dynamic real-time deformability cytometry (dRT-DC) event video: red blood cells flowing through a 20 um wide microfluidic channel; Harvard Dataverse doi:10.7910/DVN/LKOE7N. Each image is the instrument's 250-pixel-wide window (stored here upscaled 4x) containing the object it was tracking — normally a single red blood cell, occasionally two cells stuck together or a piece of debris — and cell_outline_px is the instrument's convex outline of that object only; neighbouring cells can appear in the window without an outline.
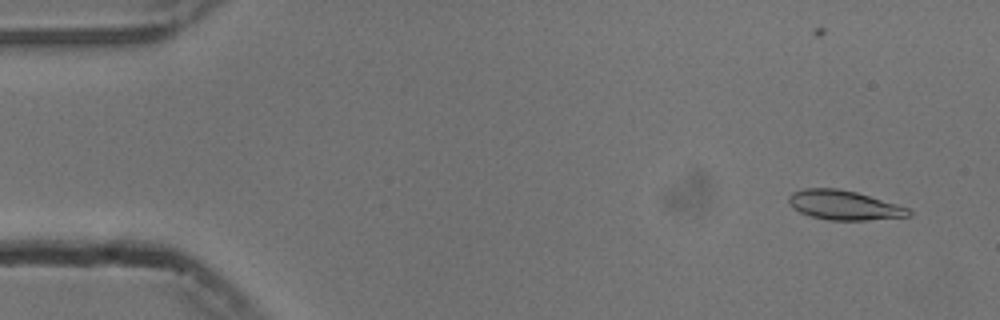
{"species": "common noctule bat (a hibernating species)", "species_latin": "Nyctalus noctula", "temperature_condition": "cold", "stored_images_in_passage": 56, "camera_frame_rate_fps": 3000, "um_per_image_px": 0.085, "animal": {"sex": "male", "body_mass_g": 13.3}, "frame": {"image": 1, "passage_image": 4, "time_ms": 1.0, "image_size_px": [1000, 320], "cell_outline_px": [[912, 212], [908, 216], [868, 220], [828, 220], [812, 216], [800, 212], [792, 208], [788, 204], [788, 196], [792, 192], [804, 188], [836, 188], [856, 192], [896, 204], [908, 208]], "centroid_in_image_um": [71.68, 17.43], "position_along_channel_um": 13.3, "area_um2": 20.46}}
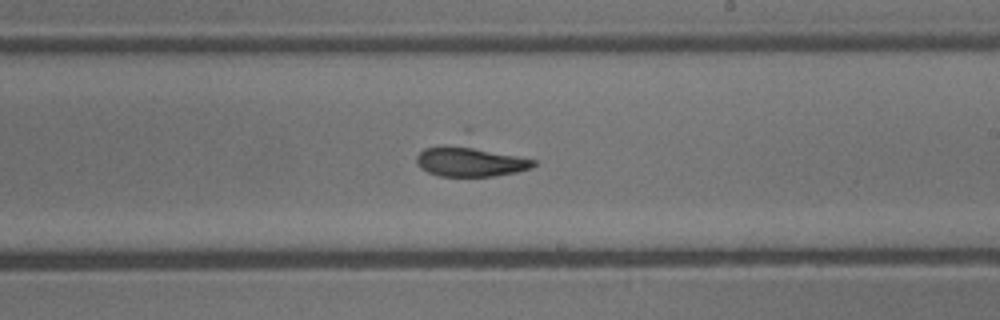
{"frame": {"image": 2, "passage_image": 32, "time_ms": 10.333, "image_size_px": [1000, 320], "cell_outline_px": [[536, 164], [532, 168], [516, 172], [496, 176], [440, 176], [428, 172], [420, 168], [416, 164], [416, 156], [424, 148], [464, 144], [536, 160]], "centroid_in_image_um": [39.97, 13.73], "position_along_channel_um": 249.0, "area_um2": 20.46}}
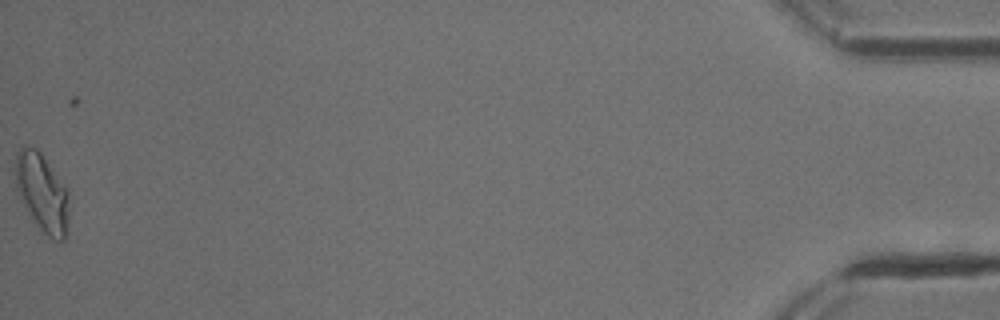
{"frame": {"image": 3, "passage_image": 55, "time_ms": 18.0, "image_size_px": [1000, 320], "cell_outline_px": [[68, 216], [64, 240], [56, 240], [48, 236], [28, 216], [16, 192], [16, 152], [20, 148], [36, 148], [40, 152], [68, 188]], "centroid_in_image_um": [3.57, 16.38], "position_along_channel_um": 431.6, "area_um2": 24.39}, "authors_computed_cell_mechanics": {"area_um2": 20.8947, "velocity_mm_per_s": 3.7584, "shape_relaxation_time_tau1_ms": 1.2818, "shape_relaxation_time_tau2_ms": null, "deformation_change_tau1": 0.2063, "deformation_change_tau2": null}}